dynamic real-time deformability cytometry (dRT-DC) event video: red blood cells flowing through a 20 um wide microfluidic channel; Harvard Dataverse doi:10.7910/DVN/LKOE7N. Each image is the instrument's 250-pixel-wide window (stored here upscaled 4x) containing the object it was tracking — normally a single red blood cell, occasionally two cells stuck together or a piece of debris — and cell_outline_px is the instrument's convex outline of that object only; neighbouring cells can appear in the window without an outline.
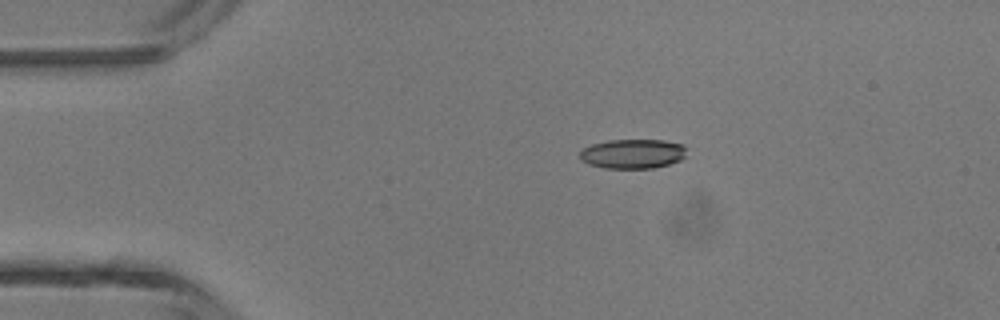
{"species": "common noctule bat (a hibernating species)", "species_latin": "Nyctalus noctula", "temperature_condition": "room temperature", "stored_images_in_passage": 3, "camera_frame_rate_fps": 3000, "um_per_image_px": 0.085, "animal": {"sex": "male", "body_mass_g": 13.3}, "frame": {"image": 1, "passage_image": 1, "time_ms": 0.0, "image_size_px": [1000, 320], "cell_outline_px": [[688, 148], [684, 156], [680, 160], [668, 164], [652, 168], [604, 168], [588, 164], [580, 160], [580, 152], [584, 148], [592, 144], [608, 140], [664, 140], [684, 144]], "centroid_in_image_um": [53.79, 13.06], "position_along_channel_um": 31.2, "area_um2": 18.44}}